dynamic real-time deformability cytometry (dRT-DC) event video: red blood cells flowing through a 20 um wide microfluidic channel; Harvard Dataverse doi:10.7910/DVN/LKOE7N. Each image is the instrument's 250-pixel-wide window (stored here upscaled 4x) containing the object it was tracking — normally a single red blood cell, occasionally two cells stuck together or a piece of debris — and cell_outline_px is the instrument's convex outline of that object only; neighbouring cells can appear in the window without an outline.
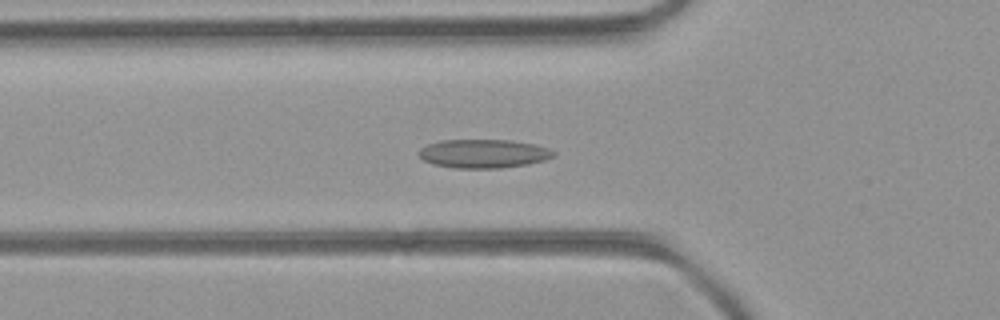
{"species": "common noctule bat (a hibernating species)", "species_latin": "Nyctalus noctula", "temperature_condition": "room temperature", "stored_images_in_passage": 41, "segment_of_instrument_passage": [1, 2], "camera_frame_rate_fps": 3000, "um_per_image_px": 0.085, "animal": {"sex": "female", "body_mass_g": 21.9}, "frame": {"image": 1, "passage_image": 8, "time_ms": 2.333, "image_size_px": [1000, 320], "cell_outline_px": [[556, 156], [544, 160], [528, 164], [500, 168], [452, 168], [432, 164], [424, 160], [416, 152], [420, 148], [428, 144], [440, 140], [508, 140], [532, 144], [548, 148], [556, 152]], "centroid_in_image_um": [41.07, 13.06], "position_along_channel_um": 84.7, "area_um2": 22.6}}
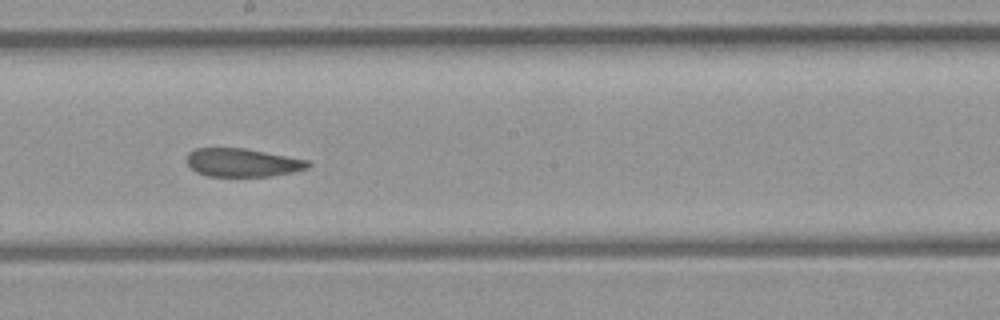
{"frame": {"image": 2, "passage_image": 18, "time_ms": 5.667, "image_size_px": [1000, 320], "cell_outline_px": [[312, 164], [308, 168], [292, 172], [272, 176], [208, 176], [196, 172], [188, 164], [188, 152], [196, 148], [244, 148], [308, 160]], "centroid_in_image_um": [20.62, 13.82], "position_along_channel_um": 227.6, "area_um2": 19.88}}
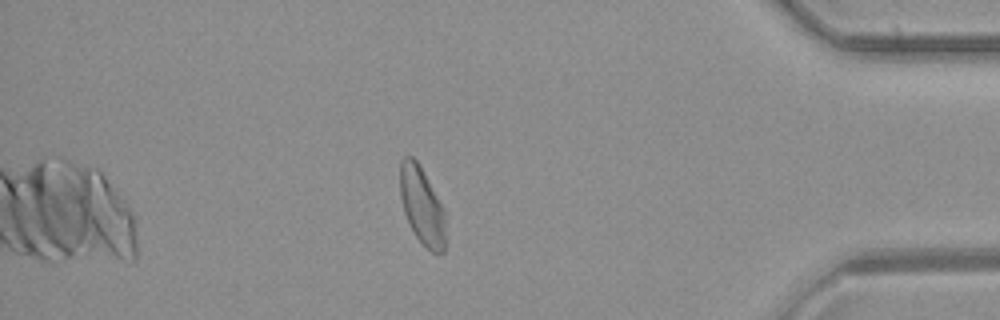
{"frame": {"image": 3, "passage_image": 33, "time_ms": 10.667, "image_size_px": [1000, 320], "cell_outline_px": [[444, 252], [432, 252], [416, 236], [404, 212], [400, 196], [400, 160], [404, 156], [412, 156], [420, 164], [444, 208]], "centroid_in_image_um": [35.85, 17.42], "position_along_channel_um": 399.4, "area_um2": 20.29}}